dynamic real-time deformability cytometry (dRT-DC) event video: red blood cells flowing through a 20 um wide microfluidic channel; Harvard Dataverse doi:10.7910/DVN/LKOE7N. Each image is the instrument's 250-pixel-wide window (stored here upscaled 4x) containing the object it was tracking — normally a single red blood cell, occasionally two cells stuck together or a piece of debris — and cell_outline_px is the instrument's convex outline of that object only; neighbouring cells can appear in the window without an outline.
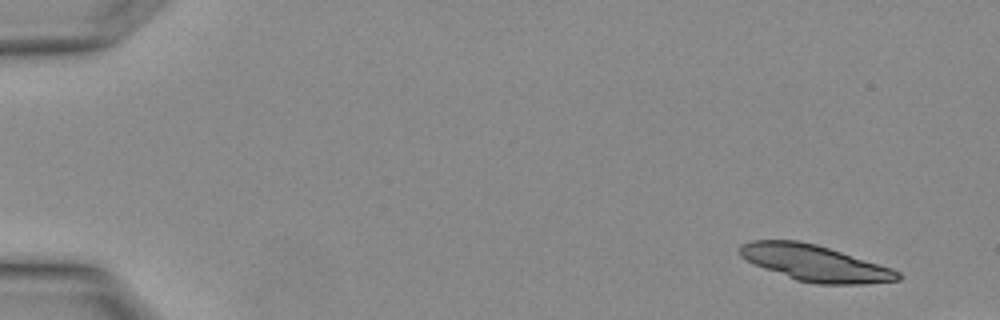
{"species": "Egyptian fruit bat (a non-hibernating species)", "species_latin": "Rousettus aegyptiacus", "temperature_condition": "warm", "stored_images_in_passage": 2, "camera_frame_rate_fps": 3000, "um_per_image_px": 0.085, "animal": {"sex": "female"}, "frame": {"image": 1, "passage_image": 2, "time_ms": 0.333, "image_size_px": [1000, 320], "cell_outline_px": [[900, 280], [864, 284], [816, 284], [796, 280], [764, 268], [740, 256], [740, 244], [752, 240], [796, 240], [816, 244], [892, 268], [900, 272]], "centroid_in_image_um": [69.27, 22.36], "position_along_channel_um": 15.7, "area_um2": 32.95}}